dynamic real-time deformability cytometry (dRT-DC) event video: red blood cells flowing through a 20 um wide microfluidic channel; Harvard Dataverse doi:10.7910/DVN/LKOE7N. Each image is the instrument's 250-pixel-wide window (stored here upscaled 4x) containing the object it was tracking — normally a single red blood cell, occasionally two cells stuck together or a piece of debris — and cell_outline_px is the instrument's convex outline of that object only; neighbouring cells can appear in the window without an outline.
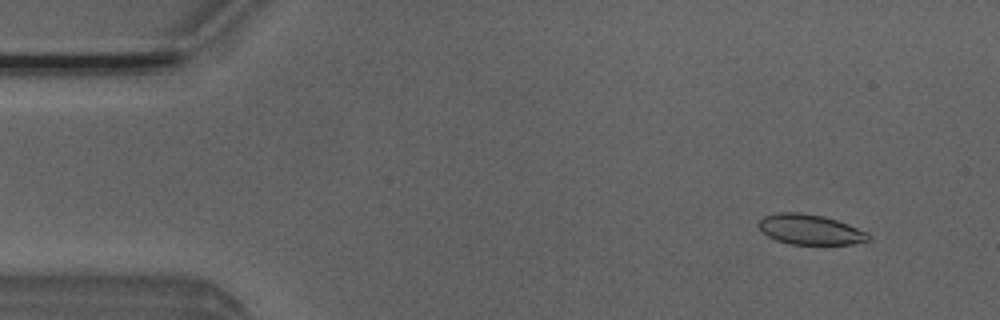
{"species": "Egyptian fruit bat (a non-hibernating species)", "species_latin": "Rousettus aegyptiacus", "temperature_condition": "room temperature", "stored_images_in_passage": 3, "camera_frame_rate_fps": 3000, "um_per_image_px": 0.085, "animal": {"sex": "male"}, "frame": {"image": 1, "passage_image": 2, "time_ms": 0.333, "image_size_px": [1000, 320], "cell_outline_px": [[872, 240], [852, 244], [788, 244], [776, 240], [768, 236], [756, 224], [764, 216], [776, 212], [800, 212], [824, 216], [848, 224], [868, 232], [872, 236]], "centroid_in_image_um": [68.88, 19.51], "position_along_channel_um": 16.1, "area_um2": 19.48}}